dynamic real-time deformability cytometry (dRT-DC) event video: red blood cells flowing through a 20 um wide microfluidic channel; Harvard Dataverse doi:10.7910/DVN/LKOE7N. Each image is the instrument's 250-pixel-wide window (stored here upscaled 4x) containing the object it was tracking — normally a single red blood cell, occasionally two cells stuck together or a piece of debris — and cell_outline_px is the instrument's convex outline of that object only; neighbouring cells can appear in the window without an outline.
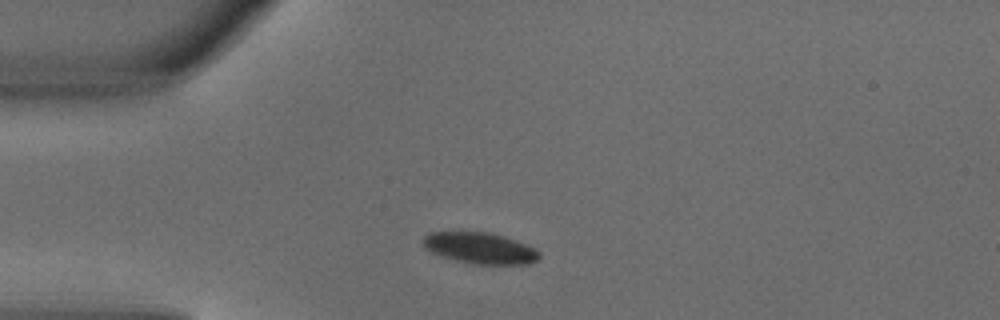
{"species": "common noctule bat (a hibernating species)", "species_latin": "Nyctalus noctula", "temperature_condition": "warm", "stored_images_in_passage": 3, "camera_frame_rate_fps": 3000, "um_per_image_px": 0.085, "animal": {"sex": "male", "body_mass_g": 18.8}, "frame": {"image": 1, "passage_image": 1, "time_ms": 0.0, "image_size_px": [1000, 320], "cell_outline_px": [[540, 256], [536, 260], [528, 264], [472, 264], [456, 260], [428, 252], [424, 248], [420, 240], [428, 232], [484, 232], [504, 236], [516, 240], [536, 248], [540, 252]], "centroid_in_image_um": [40.76, 21.09], "position_along_channel_um": 44.2, "area_um2": 21.33}}